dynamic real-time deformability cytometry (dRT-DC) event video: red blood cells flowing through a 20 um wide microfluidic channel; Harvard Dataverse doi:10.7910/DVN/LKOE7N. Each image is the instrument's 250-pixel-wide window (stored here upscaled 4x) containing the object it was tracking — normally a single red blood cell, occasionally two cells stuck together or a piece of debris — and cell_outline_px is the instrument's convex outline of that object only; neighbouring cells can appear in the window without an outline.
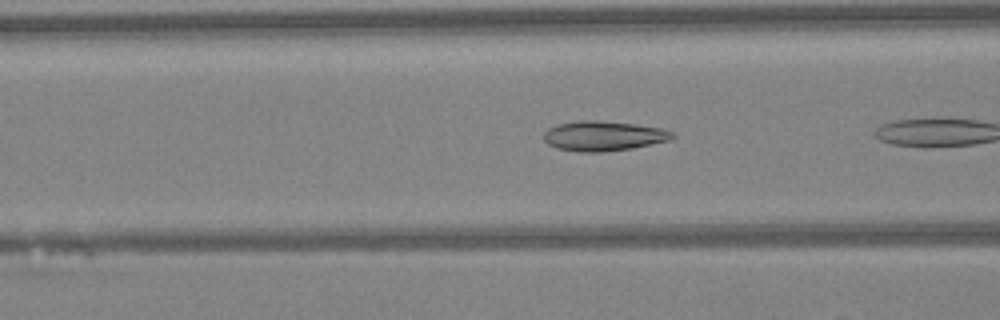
{"species": "Egyptian fruit bat (a non-hibernating species)", "species_latin": "Rousettus aegyptiacus", "temperature_condition": "warm", "stored_images_in_passage": 6, "camera_frame_rate_fps": 3000, "um_per_image_px": 0.085, "animal": {"sex": "female"}, "frame": {"image": 1, "passage_image": 4, "time_ms": 1.0, "image_size_px": [1000, 320], "cell_outline_px": [[676, 136], [668, 140], [632, 148], [604, 152], [580, 152], [556, 148], [548, 144], [544, 140], [544, 132], [548, 128], [556, 124], [584, 120], [596, 120], [632, 124], [660, 128], [672, 132]], "centroid_in_image_um": [51.24, 11.56], "position_along_channel_um": 115.4, "area_um2": 22.2}}